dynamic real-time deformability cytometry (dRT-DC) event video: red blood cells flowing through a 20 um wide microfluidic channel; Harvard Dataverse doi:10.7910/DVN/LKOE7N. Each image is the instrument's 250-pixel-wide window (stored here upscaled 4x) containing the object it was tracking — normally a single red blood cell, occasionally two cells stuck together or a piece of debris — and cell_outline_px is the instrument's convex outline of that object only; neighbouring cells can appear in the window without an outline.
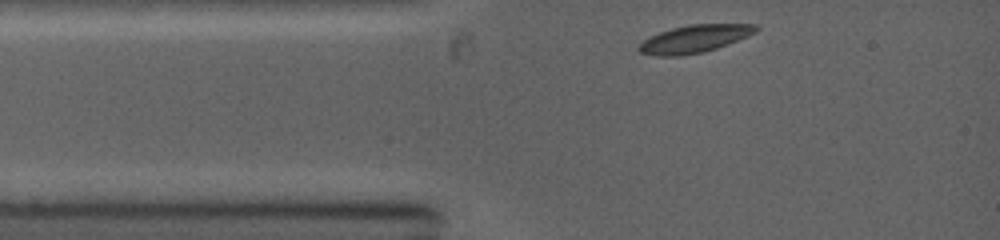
{"species": "common noctule bat (a hibernating species)", "species_latin": "Nyctalus noctula", "temperature_condition": "warm", "stored_images_in_passage": 39, "camera_frame_rate_fps": 5000, "um_per_image_px": 0.085, "animal": {"sex": "female", "body_mass_g": 19.0, "forearm_length_mm": 53.3}, "frame": {"image": 1, "passage_image": 1, "time_ms": 0.0, "image_size_px": [1000, 240], "cell_outline_px": [[760, 28], [756, 32], [748, 36], [728, 44], [704, 52], [680, 56], [660, 56], [640, 52], [636, 48], [644, 40], [660, 32], [672, 28], [688, 24], [756, 24]], "centroid_in_image_um": [59.06, 3.3], "position_along_channel_um": 25.9, "area_um2": 18.79}}
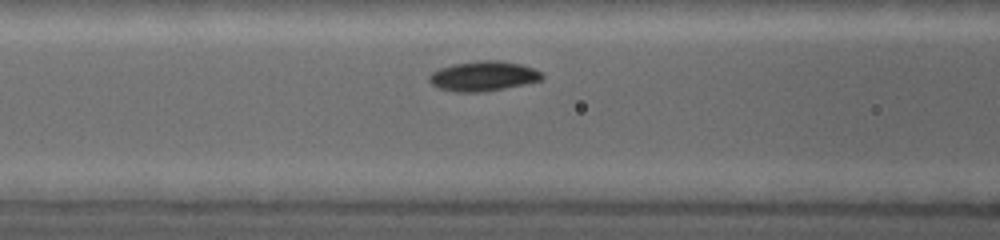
{"frame": {"image": 2, "passage_image": 11, "time_ms": 2.6, "image_size_px": [1000, 240], "cell_outline_px": [[544, 80], [484, 92], [456, 92], [436, 88], [428, 80], [428, 76], [432, 72], [440, 68], [456, 64], [480, 60], [500, 60], [520, 64], [532, 68], [540, 72], [544, 76]], "centroid_in_image_um": [41.07, 6.48], "position_along_channel_um": 125.5, "area_um2": 19.65}}
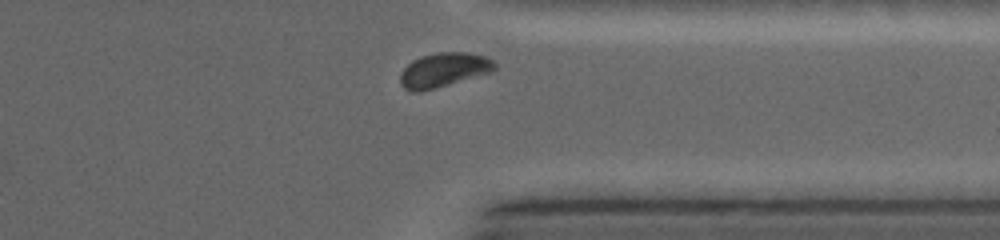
{"frame": {"image": 3, "passage_image": 36, "time_ms": 8.2, "image_size_px": [1000, 240], "cell_outline_px": [[496, 68], [492, 72], [436, 88], [420, 92], [412, 92], [404, 88], [400, 84], [400, 72], [412, 60], [420, 56], [436, 52], [464, 52], [484, 56], [492, 60], [496, 64]], "centroid_in_image_um": [37.69, 5.95], "position_along_channel_um": 373.7, "area_um2": 19.02}}